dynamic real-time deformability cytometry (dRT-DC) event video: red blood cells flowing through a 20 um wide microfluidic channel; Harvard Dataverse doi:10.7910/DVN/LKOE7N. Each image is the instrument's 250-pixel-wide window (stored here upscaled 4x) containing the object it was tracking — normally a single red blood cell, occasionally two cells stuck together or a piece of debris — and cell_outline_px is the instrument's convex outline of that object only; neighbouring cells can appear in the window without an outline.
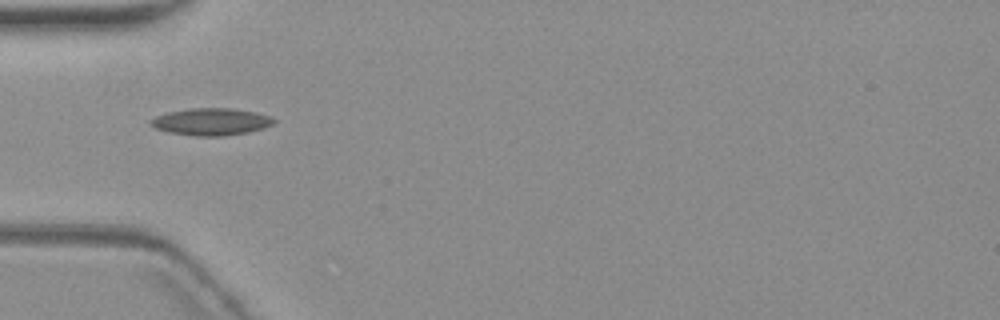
{"species": "common noctule bat (a hibernating species)", "species_latin": "Nyctalus noctula", "temperature_condition": "warm", "stored_images_in_passage": 4, "camera_frame_rate_fps": 3000, "um_per_image_px": 0.085, "animal": {"sex": "female", "body_mass_g": 19.3, "forearm_length_mm": 54.1}, "frame": {"image": 1, "passage_image": 1, "time_ms": 0.0, "image_size_px": [1000, 320], "cell_outline_px": [[276, 120], [272, 124], [264, 128], [248, 132], [224, 136], [196, 136], [168, 132], [156, 128], [148, 124], [148, 120], [156, 116], [168, 112], [192, 108], [232, 108], [256, 112], [272, 116]], "centroid_in_image_um": [17.95, 10.34], "position_along_channel_um": 67.1, "area_um2": 19.59}}
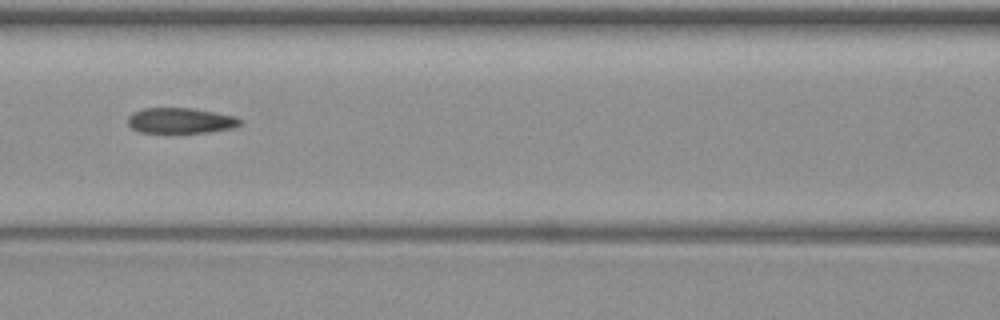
{"frame": {"image": 2, "passage_image": 3, "time_ms": 2.333, "image_size_px": [1000, 320], "cell_outline_px": [[244, 124], [232, 128], [208, 132], [140, 132], [132, 128], [128, 124], [128, 116], [132, 112], [144, 108], [192, 108], [236, 116], [244, 120]], "centroid_in_image_um": [15.39, 10.24], "position_along_channel_um": 151.2, "area_um2": 16.76}}
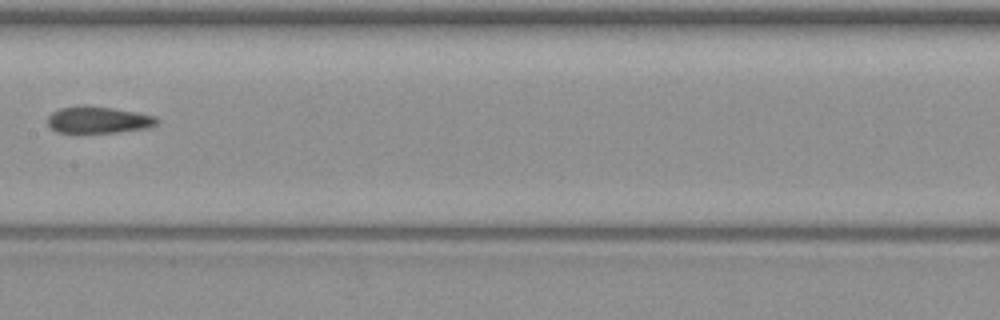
{"frame": {"image": 3, "passage_image": 4, "time_ms": 3.667, "image_size_px": [1000, 320], "cell_outline_px": [[160, 124], [148, 128], [116, 132], [56, 132], [48, 124], [48, 116], [52, 112], [60, 108], [80, 104], [88, 104], [136, 112], [156, 116], [160, 120]], "centroid_in_image_um": [8.39, 10.16], "position_along_channel_um": 199.0, "area_um2": 17.28}}